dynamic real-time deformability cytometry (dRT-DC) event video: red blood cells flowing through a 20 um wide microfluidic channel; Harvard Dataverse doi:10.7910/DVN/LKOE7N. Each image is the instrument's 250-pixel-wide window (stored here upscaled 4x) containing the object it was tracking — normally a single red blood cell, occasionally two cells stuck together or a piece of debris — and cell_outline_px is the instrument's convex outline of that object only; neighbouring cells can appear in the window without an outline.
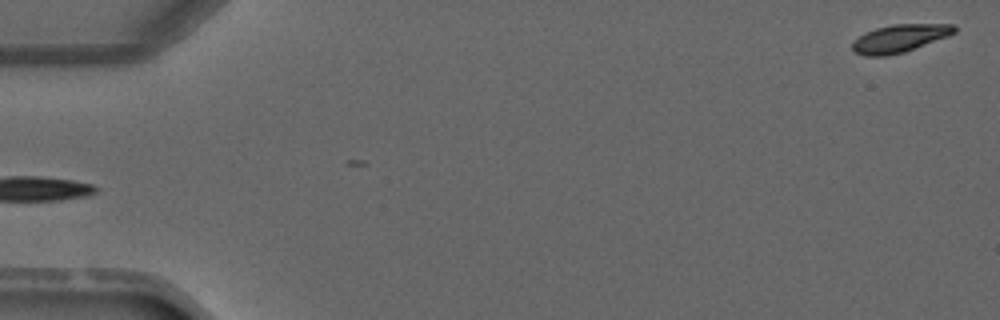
{"species": "common noctule bat (a hibernating species)", "species_latin": "Nyctalus noctula", "temperature_condition": "warm", "stored_images_in_passage": 3, "segment_of_instrument_passage": [2, 2], "camera_frame_rate_fps": 3000, "um_per_image_px": 0.085, "animal": {"sex": "male", "forearm_length_mm": 52.5}, "frame": {"image": 1, "passage_image": 3, "time_ms": 2.333, "image_size_px": [1000, 320], "cell_outline_px": [[956, 32], [948, 36], [904, 52], [888, 56], [864, 56], [856, 52], [852, 48], [852, 44], [864, 32], [876, 28], [892, 24], [956, 24]], "centroid_in_image_um": [76.49, 3.26], "position_along_channel_um": 8.5, "area_um2": 16.47}}